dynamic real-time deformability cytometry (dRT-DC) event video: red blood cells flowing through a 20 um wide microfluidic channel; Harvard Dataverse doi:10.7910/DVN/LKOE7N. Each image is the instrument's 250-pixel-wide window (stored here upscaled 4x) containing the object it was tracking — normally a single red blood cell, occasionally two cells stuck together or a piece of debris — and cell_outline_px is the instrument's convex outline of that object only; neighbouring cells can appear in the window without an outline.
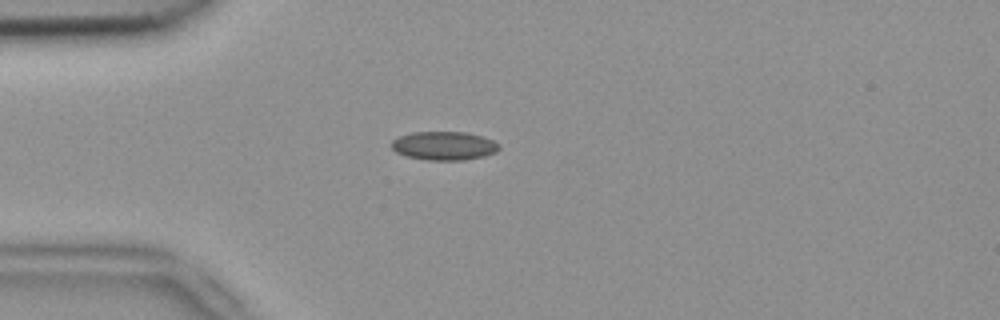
{"species": "common noctule bat (a hibernating species)", "species_latin": "Nyctalus noctula", "temperature_condition": "room temperature", "stored_images_in_passage": 41, "camera_frame_rate_fps": 3000, "um_per_image_px": 0.085, "animal": {"sex": "female", "body_mass_g": 18.4}, "frame": {"image": 1, "passage_image": 2, "time_ms": 0.333, "image_size_px": [1000, 320], "cell_outline_px": [[500, 148], [496, 152], [484, 156], [464, 160], [428, 160], [408, 156], [396, 152], [392, 148], [392, 140], [400, 136], [412, 132], [468, 132], [492, 140], [500, 144]], "centroid_in_image_um": [37.76, 12.39], "position_along_channel_um": 47.2, "area_um2": 17.86}}
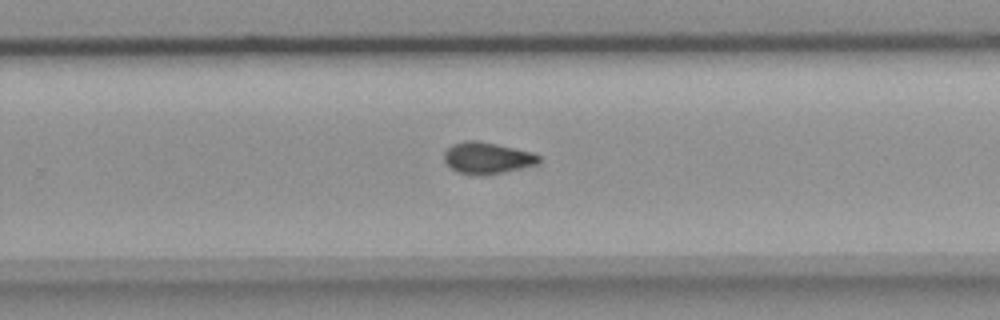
{"frame": {"image": 2, "passage_image": 22, "time_ms": 7.0, "image_size_px": [1000, 320], "cell_outline_px": [[540, 164], [480, 176], [476, 176], [456, 172], [444, 160], [444, 152], [452, 144], [464, 140], [480, 140], [532, 152], [540, 156]], "centroid_in_image_um": [41.4, 13.42], "position_along_channel_um": 288.4, "area_um2": 17.51}}
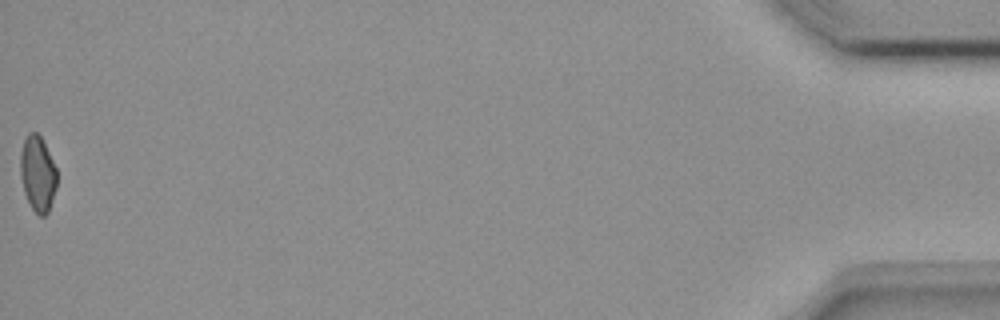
{"frame": {"image": 3, "passage_image": 41, "time_ms": 13.333, "image_size_px": [1000, 320], "cell_outline_px": [[56, 188], [48, 212], [44, 216], [40, 216], [32, 208], [24, 192], [20, 176], [20, 152], [24, 140], [28, 132], [36, 132], [40, 136], [56, 168]], "centroid_in_image_um": [3.18, 14.76], "position_along_channel_um": 432.0, "area_um2": 15.9}, "authors_computed_cell_mechanics": {"area_um2": 17.3978, "velocity_mm_per_s": 3.8397, "shape_relaxation_time_tau1_ms": null, "shape_relaxation_time_tau2_ms": 2.9502, "deformation_change_tau1": null, "deformation_change_tau2": 0.0839}}